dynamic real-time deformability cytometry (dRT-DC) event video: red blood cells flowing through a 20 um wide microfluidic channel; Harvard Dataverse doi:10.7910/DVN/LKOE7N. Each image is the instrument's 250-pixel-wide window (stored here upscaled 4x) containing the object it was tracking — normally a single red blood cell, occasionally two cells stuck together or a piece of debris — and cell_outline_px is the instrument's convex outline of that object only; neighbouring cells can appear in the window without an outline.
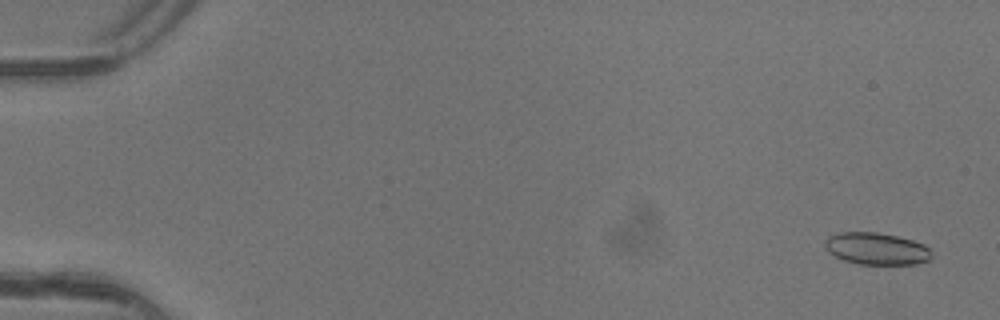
{"species": "common noctule bat (a hibernating species)", "species_latin": "Nyctalus noctula", "temperature_condition": "warm", "stored_images_in_passage": 6, "camera_frame_rate_fps": 3000, "um_per_image_px": 0.085, "animal": {"sex": "female"}, "frame": {"image": 1, "passage_image": 1, "time_ms": 0.0, "image_size_px": [1000, 320], "cell_outline_px": [[932, 256], [928, 260], [916, 264], [860, 264], [844, 260], [828, 252], [824, 244], [824, 240], [828, 236], [840, 232], [876, 232], [896, 236], [912, 240], [924, 244], [932, 252]], "centroid_in_image_um": [74.49, 21.13], "position_along_channel_um": 10.5, "area_um2": 19.88}}
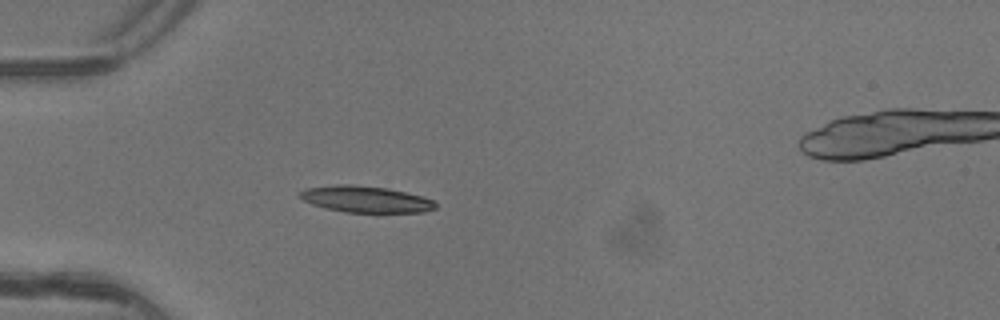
{"frame": {"image": 2, "passage_image": 5, "time_ms": 1.333, "image_size_px": [1000, 320], "cell_outline_px": [[436, 208], [424, 212], [344, 212], [324, 208], [312, 204], [304, 200], [300, 196], [300, 192], [304, 188], [336, 184], [348, 184], [388, 188], [436, 200]], "centroid_in_image_um": [31.08, 16.93], "position_along_channel_um": 53.9, "area_um2": 20.87}}